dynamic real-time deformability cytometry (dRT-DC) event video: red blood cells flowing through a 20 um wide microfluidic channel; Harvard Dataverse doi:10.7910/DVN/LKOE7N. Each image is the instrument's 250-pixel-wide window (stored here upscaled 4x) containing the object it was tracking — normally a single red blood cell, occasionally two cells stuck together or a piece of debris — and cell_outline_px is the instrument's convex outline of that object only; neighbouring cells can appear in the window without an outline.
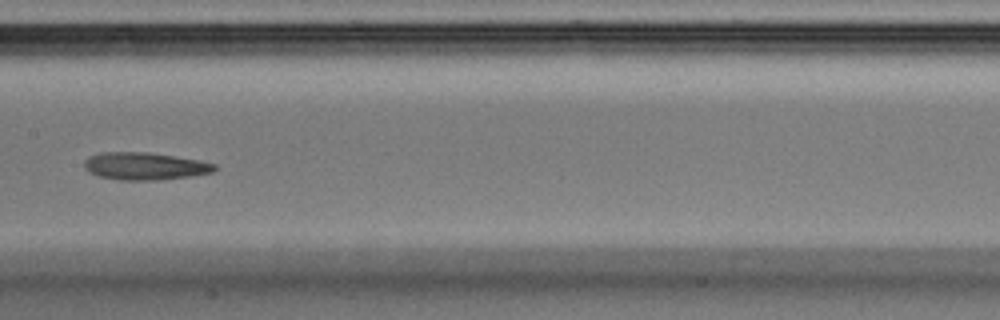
{"species": "Egyptian fruit bat (a non-hibernating species)", "species_latin": "Rousettus aegyptiacus", "temperature_condition": "warm", "stored_images_in_passage": 26, "camera_frame_rate_fps": 3000, "um_per_image_px": 0.085, "animal": {"sex": "male"}, "frame": {"image": 1, "passage_image": 19, "time_ms": 6.0, "image_size_px": [1000, 320], "cell_outline_px": [[216, 168], [212, 172], [192, 176], [160, 180], [120, 180], [100, 176], [88, 172], [84, 168], [84, 160], [88, 156], [100, 152], [148, 152], [200, 160], [216, 164]], "centroid_in_image_um": [12.29, 14.12], "position_along_channel_um": 195.1, "area_um2": 20.98}}